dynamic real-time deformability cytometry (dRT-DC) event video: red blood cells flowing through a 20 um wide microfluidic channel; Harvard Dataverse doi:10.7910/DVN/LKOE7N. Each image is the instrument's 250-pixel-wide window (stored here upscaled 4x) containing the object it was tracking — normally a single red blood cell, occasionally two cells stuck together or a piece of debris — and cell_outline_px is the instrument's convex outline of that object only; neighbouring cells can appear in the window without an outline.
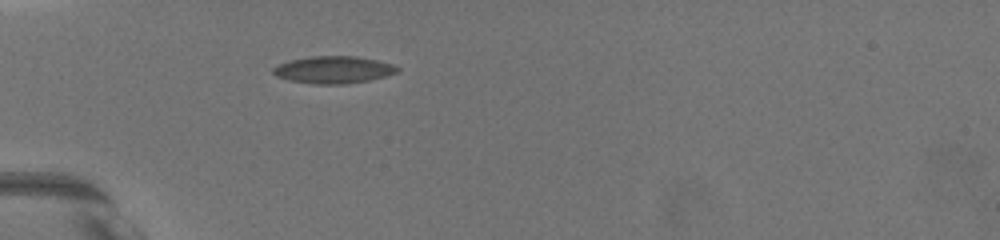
{"species": "common noctule bat (a hibernating species)", "species_latin": "Nyctalus noctula", "temperature_condition": "warm", "stored_images_in_passage": 10, "camera_frame_rate_fps": 3000, "um_per_image_px": 0.085, "animal": {"sex": "female", "body_mass_g": 19.5, "forearm_length_mm": 54.1}, "frame": {"image": 1, "passage_image": 1, "time_ms": 0.0, "image_size_px": [1000, 240], "cell_outline_px": [[400, 68], [396, 72], [384, 76], [368, 80], [344, 84], [316, 84], [292, 80], [276, 76], [272, 72], [272, 68], [280, 64], [292, 60], [308, 56], [356, 56], [376, 60], [392, 64]], "centroid_in_image_um": [28.34, 5.92], "position_along_channel_um": 56.7, "area_um2": 19.36}}
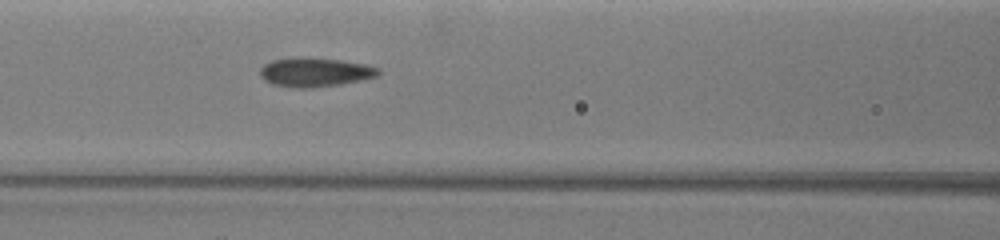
{"frame": {"image": 2, "passage_image": 6, "time_ms": 2.667, "image_size_px": [1000, 240], "cell_outline_px": [[380, 72], [376, 76], [360, 80], [340, 84], [312, 88], [292, 88], [272, 84], [264, 80], [260, 76], [260, 68], [264, 64], [272, 60], [300, 56], [304, 56], [340, 60], [364, 64], [380, 68]], "centroid_in_image_um": [26.73, 6.13], "position_along_channel_um": 139.9, "area_um2": 20.23}}
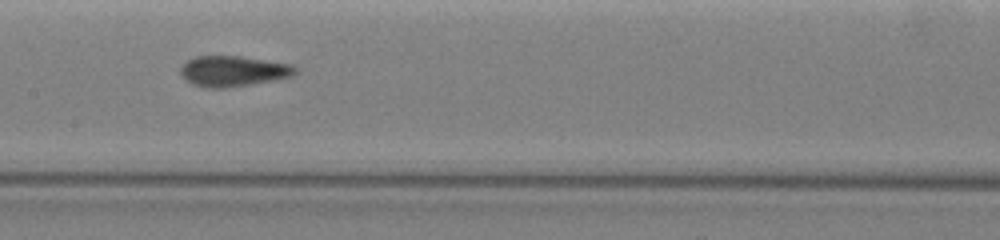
{"frame": {"image": 3, "passage_image": 9, "time_ms": 4.0, "image_size_px": [1000, 240], "cell_outline_px": [[296, 72], [292, 76], [272, 80], [224, 88], [208, 88], [192, 84], [180, 72], [180, 68], [188, 60], [196, 56], [240, 56], [292, 64], [296, 68]], "centroid_in_image_um": [19.82, 6.04], "position_along_channel_um": 187.6, "area_um2": 20.11}}